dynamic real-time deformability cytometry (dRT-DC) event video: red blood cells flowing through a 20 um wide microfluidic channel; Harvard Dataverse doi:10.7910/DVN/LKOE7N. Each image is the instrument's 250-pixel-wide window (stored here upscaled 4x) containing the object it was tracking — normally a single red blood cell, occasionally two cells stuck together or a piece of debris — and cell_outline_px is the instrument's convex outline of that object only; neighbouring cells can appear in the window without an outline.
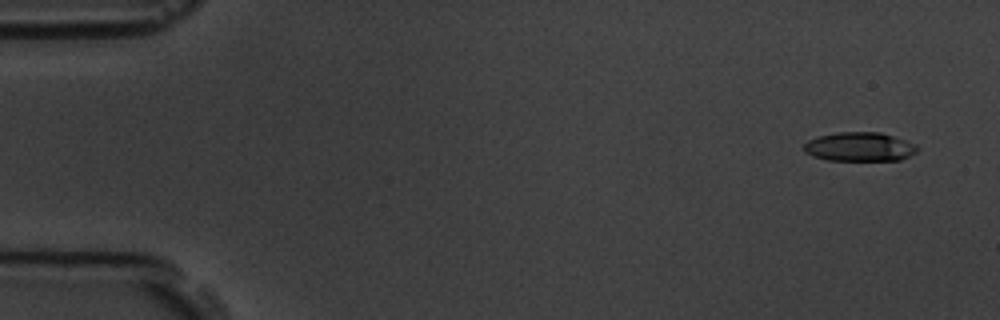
{"species": "common noctule bat (a hibernating species)", "species_latin": "Nyctalus noctula", "temperature_condition": "room temperature", "stored_images_in_passage": 5, "camera_frame_rate_fps": 3000, "um_per_image_px": 0.085, "animal": {"sex": "male", "body_mass_g": 19.5, "forearm_length_mm": 54.6}, "frame": {"image": 1, "passage_image": 1, "time_ms": 0.0, "image_size_px": [1000, 320], "cell_outline_px": [[920, 148], [916, 152], [900, 160], [828, 160], [812, 156], [804, 152], [804, 144], [808, 140], [816, 136], [836, 132], [880, 132], [916, 144]], "centroid_in_image_um": [73.04, 12.47], "position_along_channel_um": 12.0, "area_um2": 19.25}}
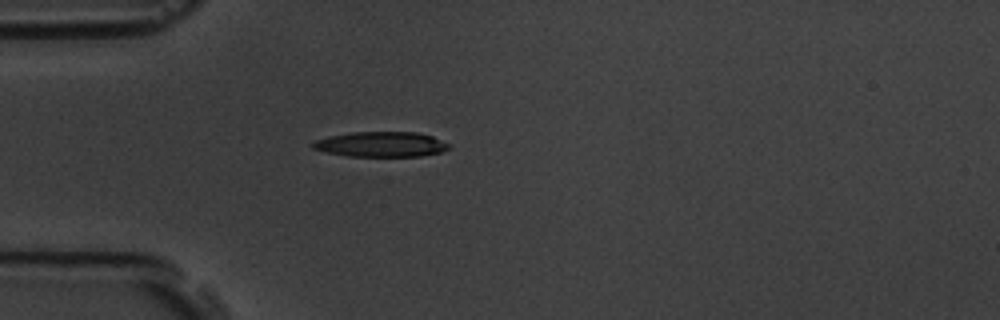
{"frame": {"image": 2, "passage_image": 5, "time_ms": 4.333, "image_size_px": [1000, 320], "cell_outline_px": [[452, 144], [448, 148], [440, 152], [420, 156], [348, 156], [328, 152], [312, 148], [312, 144], [316, 140], [328, 136], [352, 132], [416, 132], [432, 136]], "centroid_in_image_um": [32.41, 12.26], "position_along_channel_um": 52.6, "area_um2": 19.83}}